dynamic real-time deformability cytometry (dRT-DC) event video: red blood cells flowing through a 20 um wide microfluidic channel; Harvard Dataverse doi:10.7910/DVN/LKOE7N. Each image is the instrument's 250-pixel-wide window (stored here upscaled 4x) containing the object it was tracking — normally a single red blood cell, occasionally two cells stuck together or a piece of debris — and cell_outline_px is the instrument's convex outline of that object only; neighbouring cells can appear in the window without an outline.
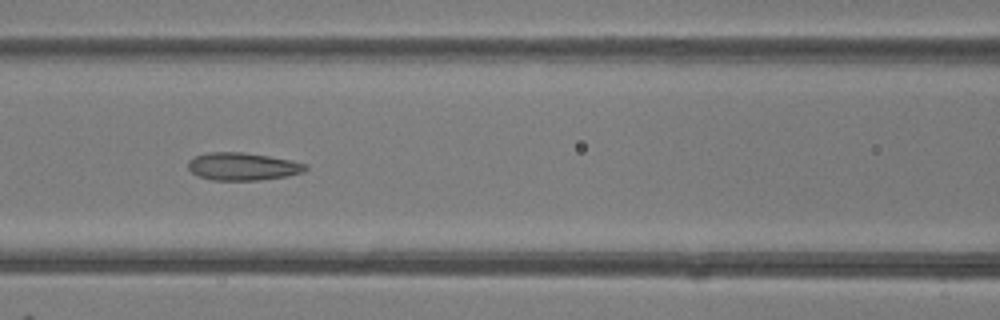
{"species": "common noctule bat (a hibernating species)", "species_latin": "Nyctalus noctula", "temperature_condition": "room temperature", "stored_images_in_passage": 35, "camera_frame_rate_fps": 3000, "um_per_image_px": 0.085, "animal": {"sex": "female"}, "frame": {"image": 1, "passage_image": 8, "time_ms": 2.333, "image_size_px": [1000, 320], "cell_outline_px": [[308, 168], [304, 172], [288, 176], [260, 180], [212, 180], [200, 176], [192, 172], [188, 168], [188, 160], [196, 156], [208, 152], [244, 152], [292, 160], [308, 164]], "centroid_in_image_um": [20.67, 14.15], "position_along_channel_um": 145.9, "area_um2": 19.02}}
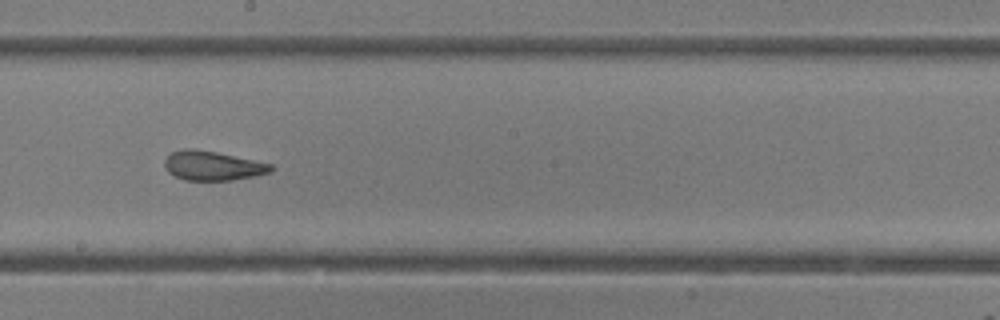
{"frame": {"image": 2, "passage_image": 14, "time_ms": 4.333, "image_size_px": [1000, 320], "cell_outline_px": [[276, 168], [272, 172], [256, 176], [232, 180], [184, 180], [168, 172], [164, 168], [164, 160], [172, 152], [184, 148], [188, 148], [216, 152], [272, 164]], "centroid_in_image_um": [18.09, 14.09], "position_along_channel_um": 230.1, "area_um2": 18.21}}
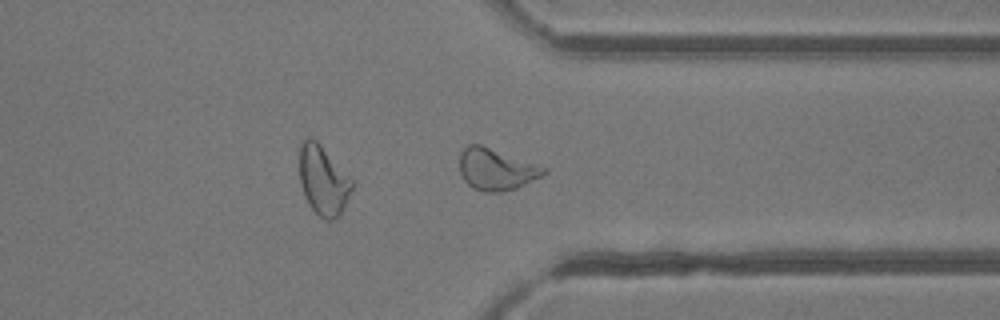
{"frame": {"image": 3, "passage_image": 24, "time_ms": 7.667, "image_size_px": [1000, 320], "cell_outline_px": [[548, 172], [516, 188], [500, 192], [484, 192], [472, 188], [464, 180], [460, 172], [460, 152], [468, 144], [480, 144], [548, 168]], "centroid_in_image_um": [42.15, 14.39], "position_along_channel_um": 369.2, "area_um2": 20.29}, "authors_computed_cell_mechanics": {"area_um2": 19.1318, "velocity_mm_per_s": 4.2091, "shape_relaxation_time_tau1_ms": 10.2567, "shape_relaxation_time_tau2_ms": 1.6482, "deformation_change_tau1": 0.24, "deformation_change_tau2": 0.1017}}